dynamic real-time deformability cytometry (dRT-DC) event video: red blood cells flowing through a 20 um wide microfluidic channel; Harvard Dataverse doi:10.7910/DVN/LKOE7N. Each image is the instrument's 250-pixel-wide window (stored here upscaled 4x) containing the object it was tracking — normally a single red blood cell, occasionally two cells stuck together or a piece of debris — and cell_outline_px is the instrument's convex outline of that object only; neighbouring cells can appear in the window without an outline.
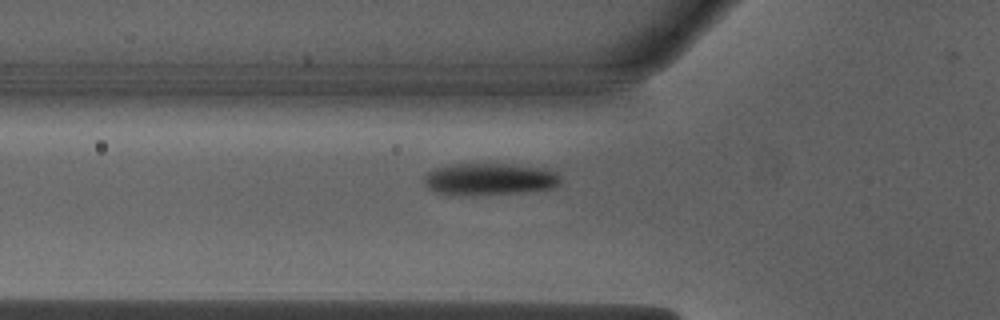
{"species": "Egyptian fruit bat (a non-hibernating species)", "species_latin": "Rousettus aegyptiacus", "temperature_condition": "warm", "stored_images_in_passage": 4, "camera_frame_rate_fps": 3000, "um_per_image_px": 0.085, "animal": {"sex": "male"}, "frame": {"image": 1, "passage_image": 2, "time_ms": 0.333, "image_size_px": [1000, 320], "cell_outline_px": [[560, 184], [556, 188], [528, 192], [476, 196], [460, 196], [436, 192], [428, 188], [424, 184], [424, 176], [428, 172], [436, 168], [452, 164], [504, 164], [548, 168], [556, 172], [560, 176]], "centroid_in_image_um": [41.65, 15.25], "position_along_channel_um": 84.2, "area_um2": 26.07}}